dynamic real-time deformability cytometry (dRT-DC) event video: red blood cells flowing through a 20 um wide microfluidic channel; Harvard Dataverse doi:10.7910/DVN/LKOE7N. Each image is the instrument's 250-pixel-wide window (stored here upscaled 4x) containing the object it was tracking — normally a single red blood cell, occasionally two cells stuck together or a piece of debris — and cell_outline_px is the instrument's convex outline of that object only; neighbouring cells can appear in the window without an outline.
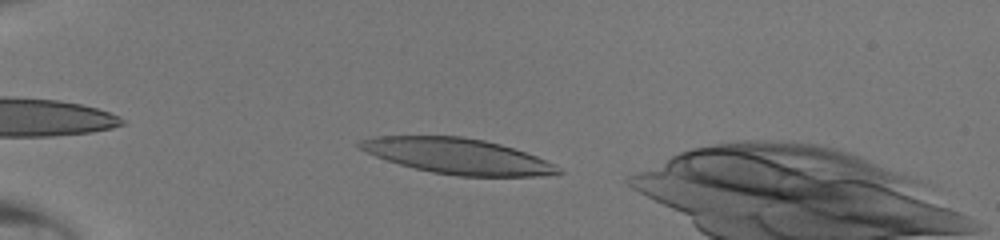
{"species": "human", "species_latin": "Homo sapiens", "temperature_condition": "room temperature", "stored_images_in_passage": 38, "camera_frame_rate_fps": 3000, "um_per_image_px": 0.085, "donor": {"sex": "male"}, "frame": {"image": 1, "passage_image": 3, "time_ms": 0.667, "image_size_px": [1000, 240], "cell_outline_px": [[564, 172], [540, 176], [460, 176], [432, 172], [400, 164], [376, 156], [360, 148], [356, 144], [360, 140], [376, 136], [460, 136], [484, 140], [500, 144], [536, 156], [552, 164]], "centroid_in_image_um": [38.87, 13.26], "position_along_channel_um": 46.1, "area_um2": 40.46}}
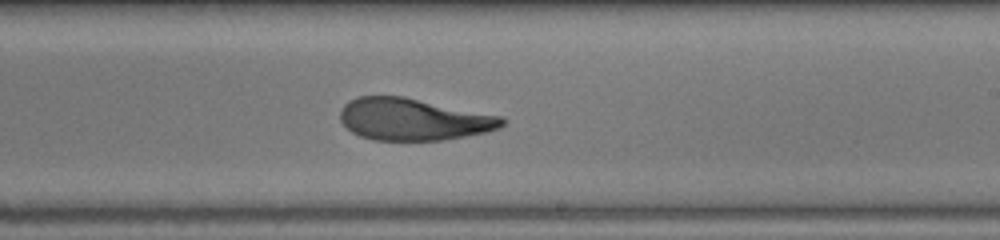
{"frame": {"image": 2, "passage_image": 20, "time_ms": 6.333, "image_size_px": [1000, 240], "cell_outline_px": [[504, 124], [500, 128], [484, 132], [444, 140], [372, 140], [360, 136], [352, 132], [340, 120], [340, 108], [348, 100], [356, 96], [404, 96], [500, 116], [504, 120]], "centroid_in_image_um": [35.08, 10.13], "position_along_channel_um": 253.9, "area_um2": 39.54}}
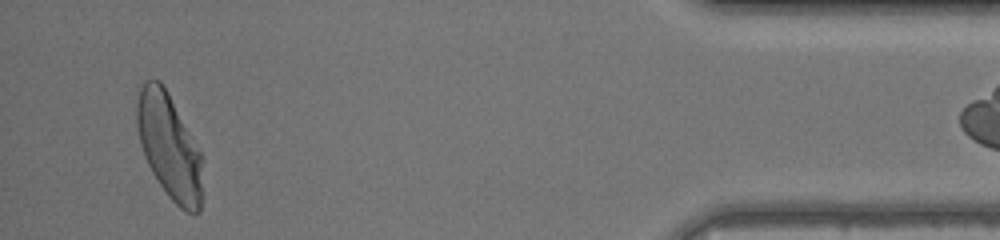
{"frame": {"image": 3, "passage_image": 35, "time_ms": 11.333, "image_size_px": [1000, 240], "cell_outline_px": [[200, 212], [184, 212], [168, 196], [152, 172], [144, 156], [140, 144], [136, 124], [136, 100], [140, 88], [144, 80], [160, 80], [164, 84], [200, 152]], "centroid_in_image_um": [14.32, 12.39], "position_along_channel_um": 420.9, "area_um2": 39.59}}